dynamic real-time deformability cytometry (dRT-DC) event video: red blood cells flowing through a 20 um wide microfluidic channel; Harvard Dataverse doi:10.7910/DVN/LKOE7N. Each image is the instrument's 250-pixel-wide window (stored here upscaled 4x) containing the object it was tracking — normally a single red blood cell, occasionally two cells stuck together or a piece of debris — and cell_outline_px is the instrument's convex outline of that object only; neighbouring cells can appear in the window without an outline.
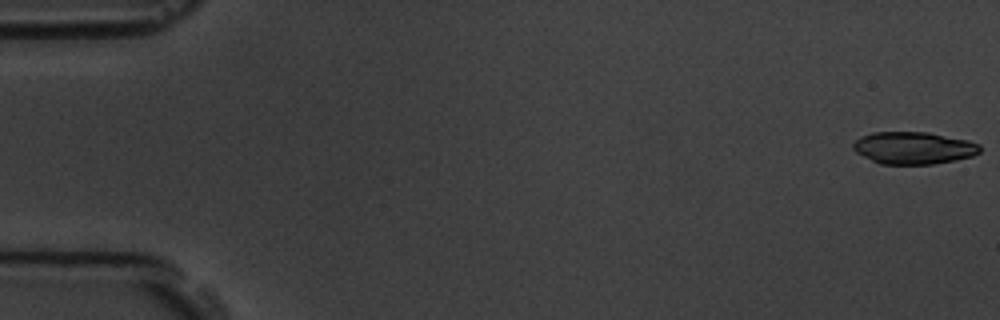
{"species": "common noctule bat (a hibernating species)", "species_latin": "Nyctalus noctula", "temperature_condition": "room temperature", "stored_images_in_passage": 5, "camera_frame_rate_fps": 3000, "um_per_image_px": 0.085, "animal": {"sex": "male", "body_mass_g": 19.5, "forearm_length_mm": 54.6}, "frame": {"image": 1, "passage_image": 1, "time_ms": 0.0, "image_size_px": [1000, 320], "cell_outline_px": [[980, 152], [972, 156], [932, 164], [880, 164], [856, 152], [852, 148], [852, 144], [860, 136], [872, 132], [928, 132], [968, 140], [980, 144]], "centroid_in_image_um": [77.63, 12.56], "position_along_channel_um": 7.4, "area_um2": 23.76}}
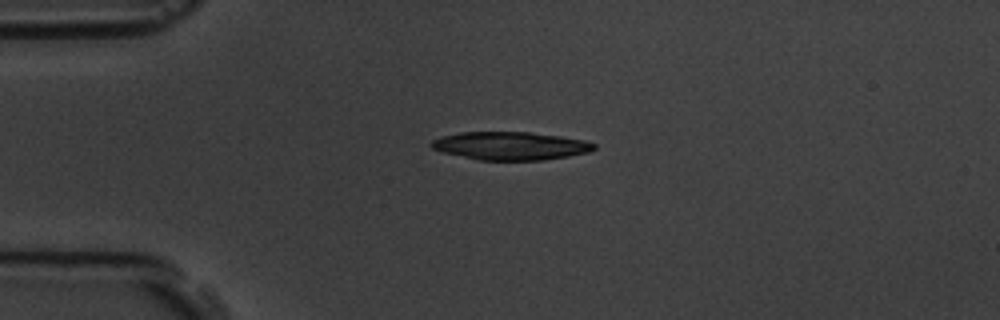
{"frame": {"image": 2, "passage_image": 4, "time_ms": 4.333, "image_size_px": [1000, 320], "cell_outline_px": [[596, 148], [588, 152], [568, 156], [544, 160], [476, 160], [444, 152], [432, 148], [428, 144], [432, 140], [440, 136], [460, 132], [532, 132], [560, 136], [584, 140], [596, 144]], "centroid_in_image_um": [43.37, 12.39], "position_along_channel_um": 41.6, "area_um2": 26.76}}